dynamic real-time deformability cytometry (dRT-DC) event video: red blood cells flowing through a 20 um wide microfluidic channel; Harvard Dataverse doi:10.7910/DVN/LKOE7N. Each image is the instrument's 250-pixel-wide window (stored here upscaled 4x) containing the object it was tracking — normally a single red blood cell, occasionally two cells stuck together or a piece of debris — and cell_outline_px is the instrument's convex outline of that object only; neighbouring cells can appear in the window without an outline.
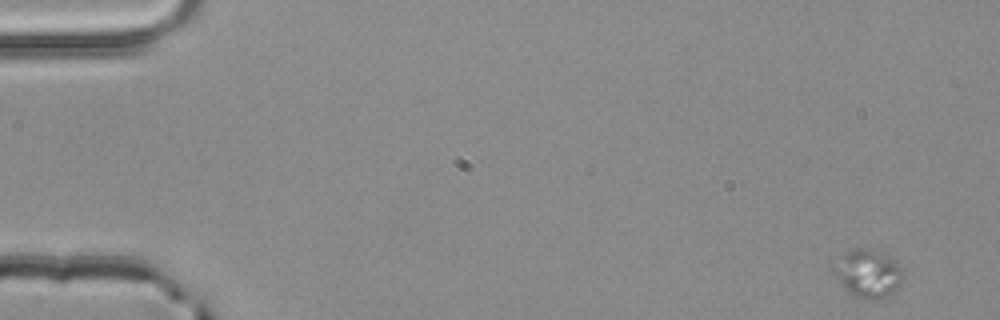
{"species": "common noctule bat (a hibernating species)", "species_latin": "Nyctalus noctula", "temperature_condition": "room temperature", "stored_images_in_passage": 3, "camera_frame_rate_fps": 3000, "um_per_image_px": 0.085, "animal": {"sex": "male", "body_mass_g": 20.4}, "frame": {"image": 1, "passage_image": 1, "time_ms": 0.0, "image_size_px": [1000, 320], "cell_outline_px": [[904, 276], [900, 288], [896, 292], [888, 296], [876, 300], [868, 300], [856, 296], [848, 292], [840, 284], [832, 272], [832, 268], [840, 256], [844, 252], [852, 248], [864, 248], [880, 252], [888, 256], [900, 268]], "centroid_in_image_um": [73.77, 23.27], "position_along_channel_um": 11.2, "area_um2": 19.65}}
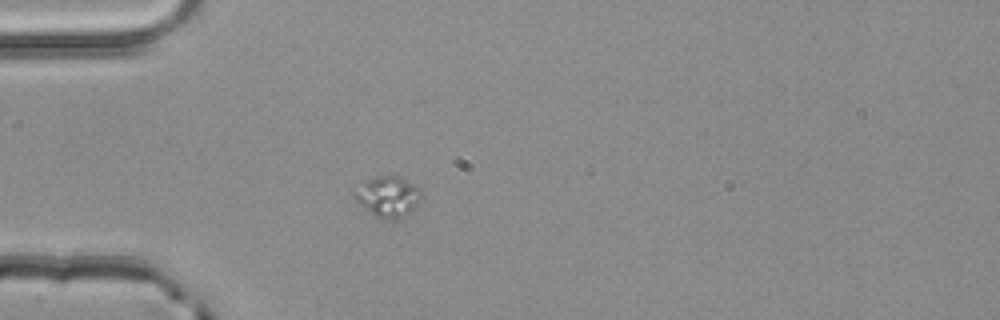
{"frame": {"image": 2, "passage_image": 3, "time_ms": 0.667, "image_size_px": [1000, 320], "cell_outline_px": [[420, 196], [412, 212], [396, 216], [376, 216], [364, 208], [352, 196], [352, 192], [360, 180], [376, 176], [396, 176], [420, 188]], "centroid_in_image_um": [32.87, 16.63], "position_along_channel_um": 52.1, "area_um2": 15.32}}